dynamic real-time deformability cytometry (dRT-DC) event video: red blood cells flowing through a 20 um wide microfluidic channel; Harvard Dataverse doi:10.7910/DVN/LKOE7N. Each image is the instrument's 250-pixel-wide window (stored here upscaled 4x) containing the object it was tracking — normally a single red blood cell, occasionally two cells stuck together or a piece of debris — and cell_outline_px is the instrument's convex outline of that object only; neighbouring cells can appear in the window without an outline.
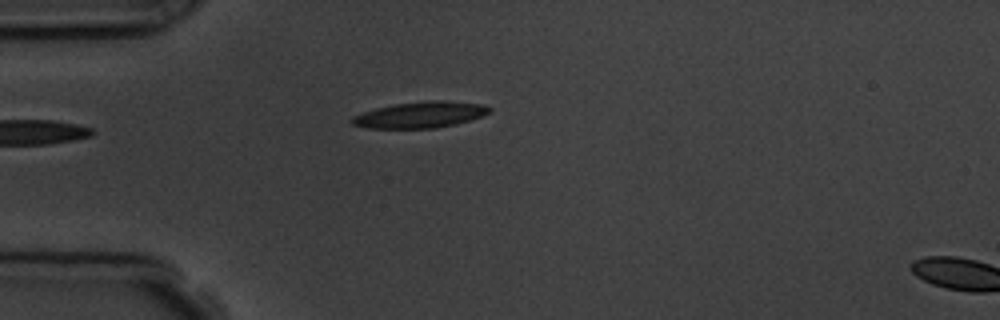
{"species": "common noctule bat (a hibernating species)", "species_latin": "Nyctalus noctula", "temperature_condition": "room temperature", "stored_images_in_passage": 2, "camera_frame_rate_fps": 3000, "um_per_image_px": 0.085, "animal": {"sex": "male", "body_mass_g": 19.5, "forearm_length_mm": 54.6}, "frame": {"image": 1, "passage_image": 1, "time_ms": 0.0, "image_size_px": [1000, 320], "cell_outline_px": [[492, 112], [468, 120], [436, 128], [368, 128], [352, 124], [348, 120], [352, 116], [376, 108], [396, 104], [428, 100], [448, 100], [484, 104], [492, 108]], "centroid_in_image_um": [35.72, 9.74], "position_along_channel_um": 49.3, "area_um2": 20.92}}